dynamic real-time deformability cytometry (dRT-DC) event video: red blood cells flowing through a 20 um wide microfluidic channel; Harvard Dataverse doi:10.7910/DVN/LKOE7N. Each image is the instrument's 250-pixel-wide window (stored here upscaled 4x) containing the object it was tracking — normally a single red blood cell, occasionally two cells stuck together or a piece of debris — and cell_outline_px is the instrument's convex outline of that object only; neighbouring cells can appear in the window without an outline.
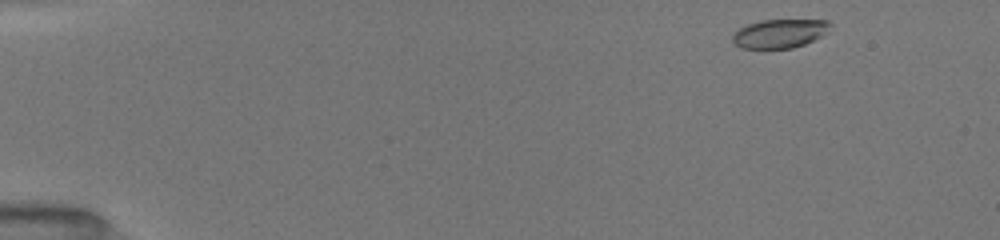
{"species": "common noctule bat (a hibernating species)", "species_latin": "Nyctalus noctula", "temperature_condition": "room temperature", "stored_images_in_passage": 47, "camera_frame_rate_fps": 3000, "um_per_image_px": 0.085, "animal": {"sex": "female", "body_mass_g": 19.5, "forearm_length_mm": 54.1}, "frame": {"image": 1, "passage_image": 1, "time_ms": 0.0, "image_size_px": [1000, 240], "cell_outline_px": [[832, 24], [828, 32], [804, 44], [792, 48], [740, 48], [732, 40], [732, 32], [748, 24], [764, 20], [828, 20]], "centroid_in_image_um": [66.27, 2.84], "position_along_channel_um": 18.7, "area_um2": 16.3}}
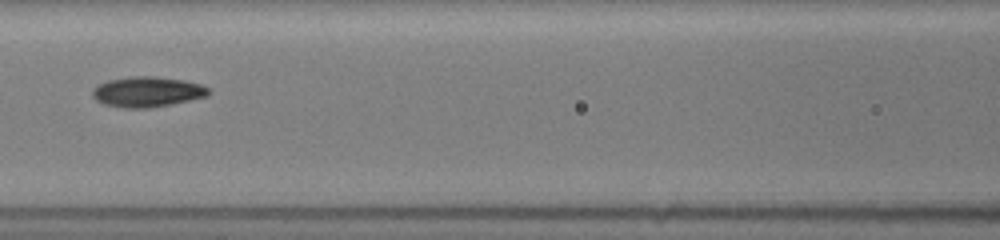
{"frame": {"image": 2, "passage_image": 20, "time_ms": 6.333, "image_size_px": [1000, 240], "cell_outline_px": [[212, 92], [208, 96], [172, 104], [148, 108], [124, 108], [104, 104], [96, 100], [92, 96], [92, 88], [108, 80], [128, 76], [156, 76], [184, 80], [200, 84], [208, 88]], "centroid_in_image_um": [12.52, 7.8], "position_along_channel_um": 154.1, "area_um2": 20.69}}
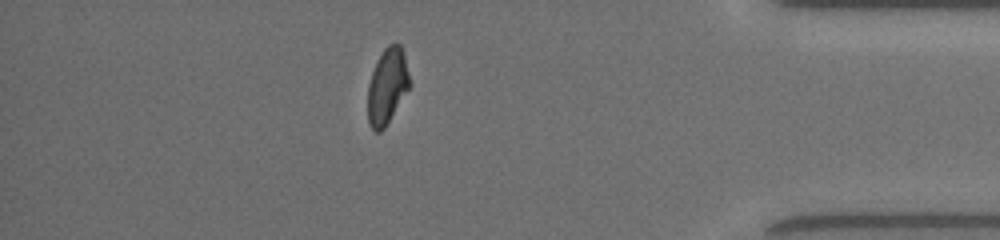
{"frame": {"image": 3, "passage_image": 41, "time_ms": 13.333, "image_size_px": [1000, 240], "cell_outline_px": [[412, 84], [384, 128], [380, 132], [376, 132], [368, 124], [368, 84], [372, 72], [384, 48], [388, 44], [400, 44], [404, 56]], "centroid_in_image_um": [32.92, 7.34], "position_along_channel_um": 402.3, "area_um2": 18.32}, "authors_computed_cell_mechanics": {"area_um2": 19.0162, "velocity_mm_per_s": 4.0039, "shape_relaxation_time_tau1_ms": 4.6445, "shape_relaxation_time_tau2_ms": 2.3091, "deformation_change_tau1": 0.1511, "deformation_change_tau2": 0.0738}}